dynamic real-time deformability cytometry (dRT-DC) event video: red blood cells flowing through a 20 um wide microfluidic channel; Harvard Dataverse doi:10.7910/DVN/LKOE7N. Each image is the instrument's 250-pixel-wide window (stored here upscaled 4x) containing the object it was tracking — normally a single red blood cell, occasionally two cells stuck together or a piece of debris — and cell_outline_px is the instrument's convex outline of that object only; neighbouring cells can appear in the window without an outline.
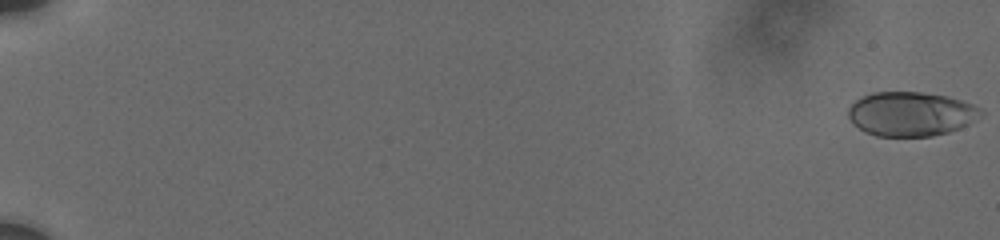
{"species": "human", "species_latin": "Homo sapiens", "temperature_condition": "cold", "stored_images_in_passage": 15, "camera_frame_rate_fps": 3000, "um_per_image_px": 0.085, "donor": {"sex": "male"}, "frame": {"image": 1, "passage_image": 1, "time_ms": 0.0, "image_size_px": [1000, 240], "cell_outline_px": [[984, 112], [968, 124], [960, 128], [948, 132], [932, 136], [876, 136], [864, 132], [852, 124], [848, 116], [848, 108], [856, 100], [872, 92], [920, 92], [948, 96], [972, 104], [980, 108]], "centroid_in_image_um": [77.4, 9.69], "position_along_channel_um": 7.6, "area_um2": 34.22}}